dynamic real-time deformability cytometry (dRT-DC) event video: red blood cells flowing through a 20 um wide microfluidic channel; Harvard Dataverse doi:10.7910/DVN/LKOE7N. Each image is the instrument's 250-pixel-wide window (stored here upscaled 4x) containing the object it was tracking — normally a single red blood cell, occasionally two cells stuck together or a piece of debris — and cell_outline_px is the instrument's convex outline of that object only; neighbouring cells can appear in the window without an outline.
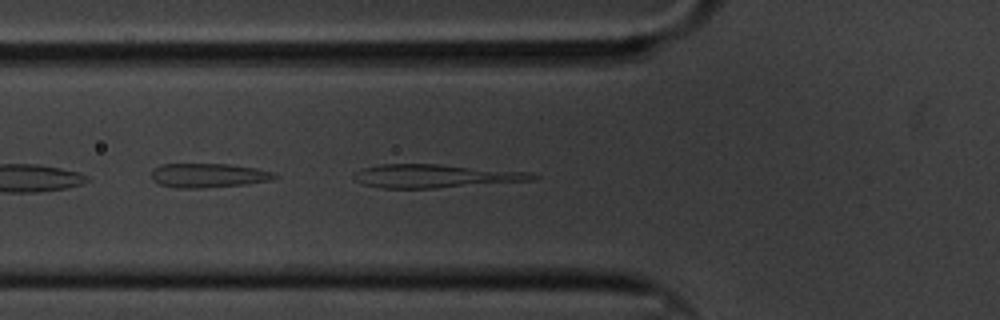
{"species": "common noctule bat (a hibernating species)", "species_latin": "Nyctalus noctula", "temperature_condition": "cold", "stored_images_in_passage": 39, "camera_frame_rate_fps": 3000, "um_per_image_px": 0.085, "animal": {"sex": "male", "body_mass_g": 20.1, "forearm_length_mm": 53.5}, "frame": {"image": 1, "passage_image": 5, "time_ms": 1.333, "image_size_px": [1000, 320], "cell_outline_px": [[540, 176], [536, 180], [436, 188], [380, 188], [364, 184], [356, 180], [352, 176], [352, 172], [360, 168], [380, 164], [436, 164], [528, 172]], "centroid_in_image_um": [36.95, 14.96], "position_along_channel_um": 88.8, "area_um2": 24.39}}
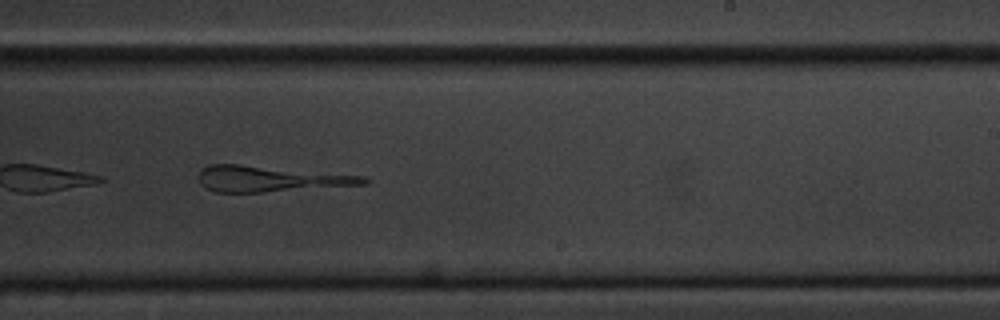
{"frame": {"image": 2, "passage_image": 21, "time_ms": 6.667, "image_size_px": [1000, 320], "cell_outline_px": [[372, 180], [368, 184], [264, 192], [216, 192], [204, 188], [200, 184], [196, 176], [200, 168], [208, 164], [240, 164], [368, 176]], "centroid_in_image_um": [22.96, 15.19], "position_along_channel_um": 266.0, "area_um2": 25.32}}
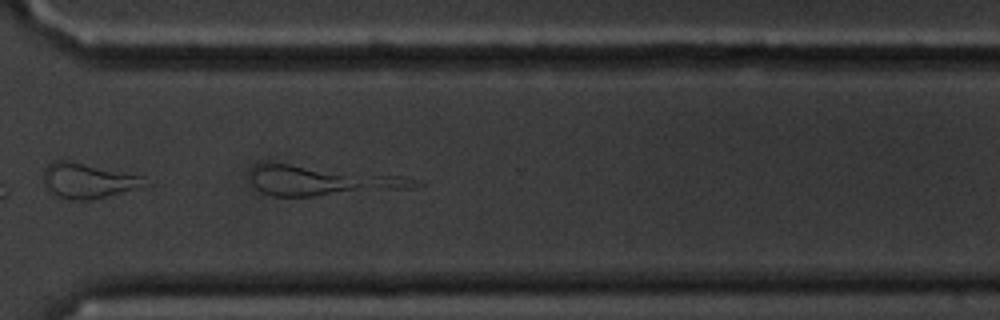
{"frame": {"image": 3, "passage_image": 28, "time_ms": 9.0, "image_size_px": [1000, 320], "cell_outline_px": [[424, 184], [412, 188], [312, 196], [272, 196], [260, 192], [252, 184], [252, 168], [256, 164], [288, 164], [408, 176], [420, 180]], "centroid_in_image_um": [27.46, 15.37], "position_along_channel_um": 343.1, "area_um2": 28.38}}